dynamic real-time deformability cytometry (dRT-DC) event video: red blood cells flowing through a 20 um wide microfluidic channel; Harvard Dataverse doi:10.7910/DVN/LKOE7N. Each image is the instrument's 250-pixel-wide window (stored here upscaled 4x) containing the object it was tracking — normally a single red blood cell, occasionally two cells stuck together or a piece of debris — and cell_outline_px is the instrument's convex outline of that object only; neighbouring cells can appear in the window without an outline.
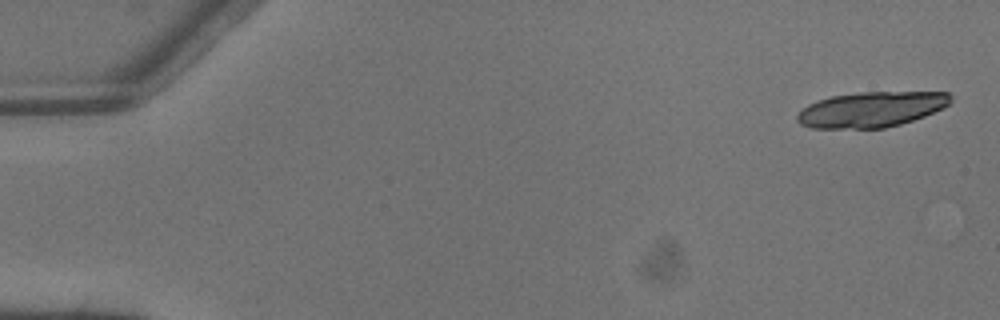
{"species": "common noctule bat (a hibernating species)", "species_latin": "Nyctalus noctula", "temperature_condition": "warm", "stored_images_in_passage": 5, "camera_frame_rate_fps": 3000, "um_per_image_px": 0.085, "animal": {"sex": "male", "body_mass_g": 13.3}, "frame": {"image": 1, "passage_image": 1, "time_ms": 0.0, "image_size_px": [1000, 320], "cell_outline_px": [[952, 100], [944, 108], [924, 116], [900, 124], [884, 128], [812, 128], [800, 124], [796, 120], [796, 116], [808, 104], [816, 100], [832, 96], [860, 92], [948, 92], [952, 96]], "centroid_in_image_um": [74.06, 9.3], "position_along_channel_um": 10.9, "area_um2": 31.62}}
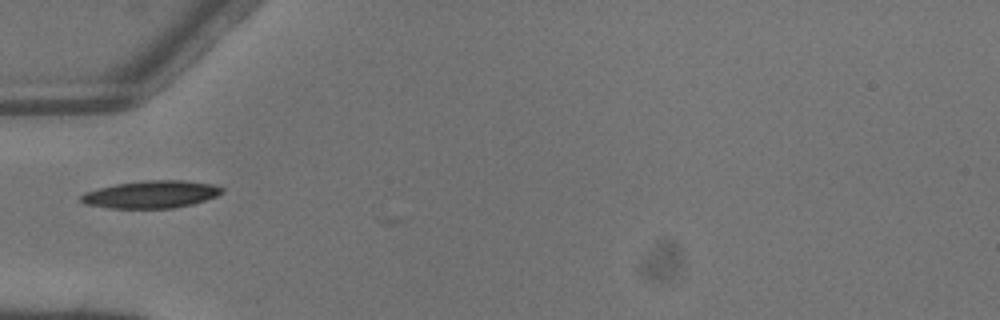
{"frame": {"image": 2, "passage_image": 5, "time_ms": 1.333, "image_size_px": [1000, 320], "cell_outline_px": [[224, 192], [216, 196], [192, 204], [172, 208], [108, 208], [84, 204], [80, 200], [80, 196], [84, 192], [116, 184], [144, 180], [184, 180], [212, 184], [224, 188]], "centroid_in_image_um": [12.84, 16.52], "position_along_channel_um": 72.2, "area_um2": 22.54}}